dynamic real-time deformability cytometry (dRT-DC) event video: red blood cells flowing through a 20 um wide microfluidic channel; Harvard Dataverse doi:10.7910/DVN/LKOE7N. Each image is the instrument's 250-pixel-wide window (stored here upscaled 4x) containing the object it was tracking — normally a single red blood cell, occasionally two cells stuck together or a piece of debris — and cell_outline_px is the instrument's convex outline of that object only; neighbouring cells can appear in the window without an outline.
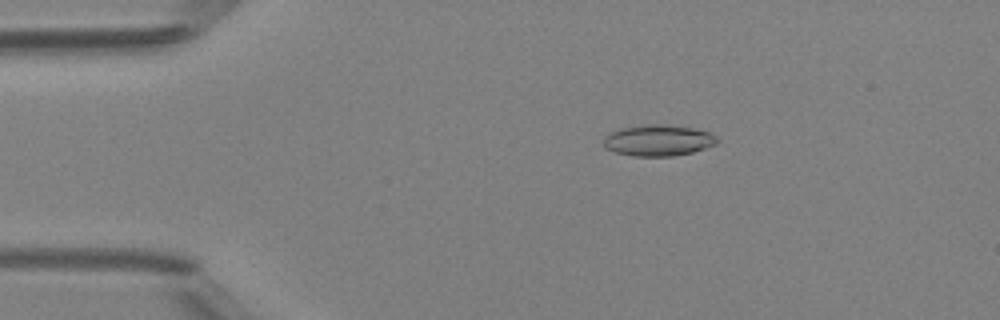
{"species": "Egyptian fruit bat (a non-hibernating species)", "species_latin": "Rousettus aegyptiacus", "temperature_condition": "room temperature", "stored_images_in_passage": 49, "camera_frame_rate_fps": 3000, "um_per_image_px": 0.085, "animal": {"sex": "female"}, "frame": {"image": 1, "passage_image": 9, "time_ms": 2.667, "image_size_px": [1000, 320], "cell_outline_px": [[720, 140], [716, 144], [692, 152], [672, 156], [632, 156], [616, 152], [604, 148], [604, 136], [620, 128], [640, 124], [664, 124], [692, 128], [712, 132]], "centroid_in_image_um": [55.95, 11.92], "position_along_channel_um": 29.0, "area_um2": 20.81}}
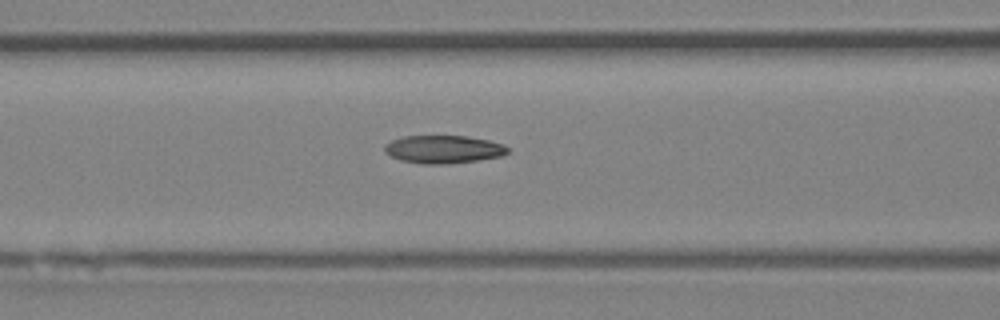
{"frame": {"image": 2, "passage_image": 20, "time_ms": 6.333, "image_size_px": [1000, 320], "cell_outline_px": [[508, 152], [500, 156], [476, 160], [444, 164], [424, 164], [400, 160], [384, 152], [384, 144], [392, 140], [404, 136], [468, 136], [488, 140], [504, 144], [508, 148]], "centroid_in_image_um": [37.67, 12.68], "position_along_channel_um": 128.9, "area_um2": 19.94}}
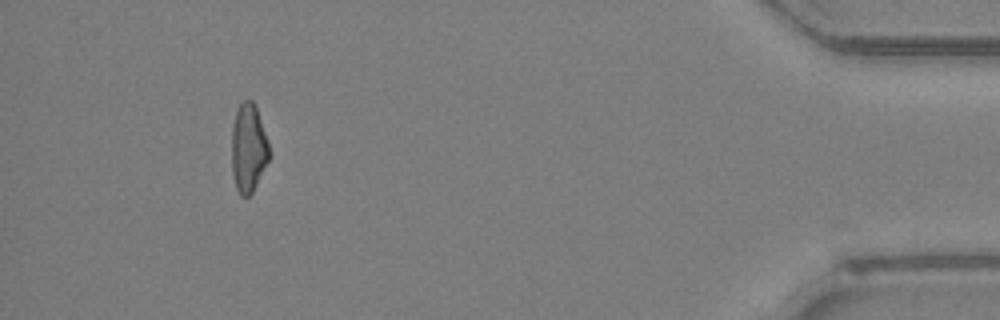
{"frame": {"image": 3, "passage_image": 45, "time_ms": 14.667, "image_size_px": [1000, 320], "cell_outline_px": [[268, 160], [252, 192], [248, 196], [240, 196], [236, 188], [232, 172], [232, 128], [236, 112], [240, 104], [244, 100], [252, 100], [256, 108], [268, 144]], "centroid_in_image_um": [21.08, 12.6], "position_along_channel_um": 414.1, "area_um2": 18.79}, "authors_computed_cell_mechanics": {"area_um2": 19.5942, "velocity_mm_per_s": 4.2198, "shape_relaxation_time_tau1_ms": 9.2594, "shape_relaxation_time_tau2_ms": 3.8982, "deformation_change_tau1": 0.2374, "deformation_change_tau2": 0.1107}}